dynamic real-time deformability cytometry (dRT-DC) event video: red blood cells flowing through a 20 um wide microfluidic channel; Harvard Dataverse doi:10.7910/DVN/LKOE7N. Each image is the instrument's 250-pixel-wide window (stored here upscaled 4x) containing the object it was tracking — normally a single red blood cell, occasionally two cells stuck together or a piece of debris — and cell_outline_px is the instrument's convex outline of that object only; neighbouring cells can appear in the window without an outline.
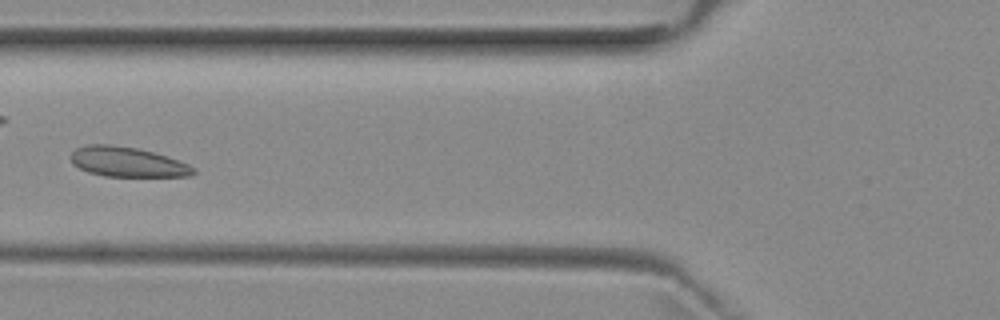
{"species": "common noctule bat (a hibernating species)", "species_latin": "Nyctalus noctula", "temperature_condition": "room temperature", "stored_images_in_passage": 6, "camera_frame_rate_fps": 3000, "um_per_image_px": 0.085, "animal": {"sex": "female", "body_mass_g": 29.2, "forearm_length_mm": 56.3}, "frame": {"image": 1, "passage_image": 6, "time_ms": 5.667, "image_size_px": [1000, 320], "cell_outline_px": [[196, 172], [192, 176], [104, 176], [88, 172], [72, 164], [72, 152], [76, 148], [88, 144], [112, 144], [136, 148], [168, 156], [188, 164], [196, 168]], "centroid_in_image_um": [10.84, 13.76], "position_along_channel_um": 115.0, "area_um2": 21.33}}